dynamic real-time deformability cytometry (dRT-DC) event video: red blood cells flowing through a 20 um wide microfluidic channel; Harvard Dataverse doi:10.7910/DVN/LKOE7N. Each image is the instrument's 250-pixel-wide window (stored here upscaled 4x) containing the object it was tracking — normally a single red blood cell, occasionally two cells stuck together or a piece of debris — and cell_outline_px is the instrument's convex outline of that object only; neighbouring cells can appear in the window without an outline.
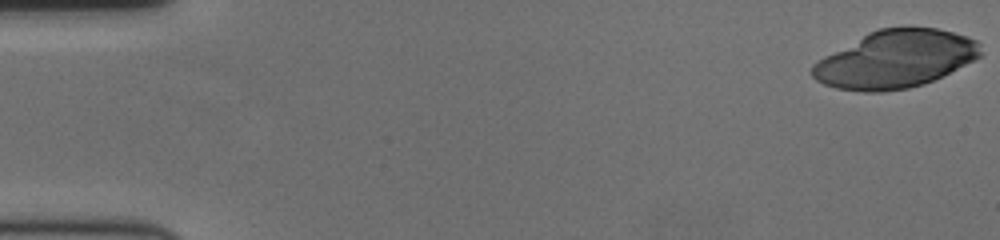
{"species": "human", "species_latin": "Homo sapiens", "temperature_condition": "cold", "stored_images_in_passage": 58, "camera_frame_rate_fps": 3000, "um_per_image_px": 0.085, "donor": {"sex": "female"}, "frame": {"image": 1, "passage_image": 1, "time_ms": 0.0, "image_size_px": [1000, 240], "cell_outline_px": [[980, 56], [924, 84], [908, 88], [884, 92], [864, 92], [836, 88], [824, 84], [816, 80], [812, 76], [812, 64], [816, 60], [868, 32], [880, 28], [936, 28], [968, 36], [976, 40], [980, 44]], "centroid_in_image_um": [76.05, 5.04], "position_along_channel_um": 9.0, "area_um2": 56.01}}